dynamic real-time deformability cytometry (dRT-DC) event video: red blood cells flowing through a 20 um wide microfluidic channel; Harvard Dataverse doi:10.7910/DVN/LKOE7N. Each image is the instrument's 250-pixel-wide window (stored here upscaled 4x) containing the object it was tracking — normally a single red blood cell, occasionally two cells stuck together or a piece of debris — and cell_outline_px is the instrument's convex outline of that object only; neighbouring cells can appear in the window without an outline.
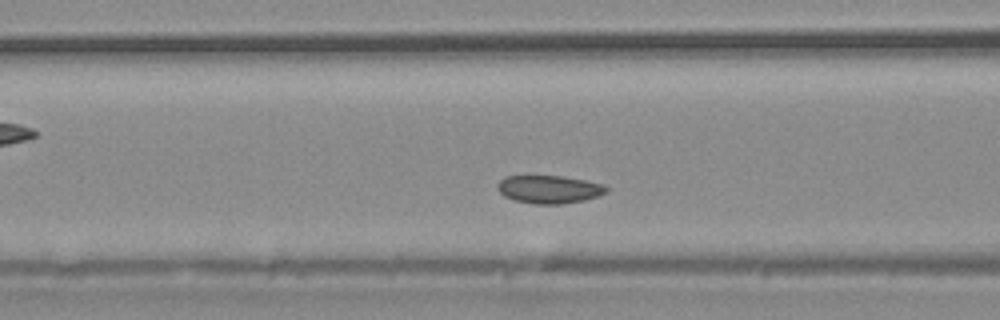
{"species": "common noctule bat (a hibernating species)", "species_latin": "Nyctalus noctula", "temperature_condition": "warm", "stored_images_in_passage": 35, "camera_frame_rate_fps": 3000, "um_per_image_px": 0.085, "animal": {"sex": "male", "body_mass_g": 20.4}, "frame": {"image": 1, "passage_image": 11, "time_ms": 3.333, "image_size_px": [1000, 320], "cell_outline_px": [[608, 192], [584, 200], [560, 204], [532, 204], [512, 200], [504, 196], [496, 188], [496, 184], [504, 176], [560, 176], [584, 180], [604, 184], [608, 188]], "centroid_in_image_um": [46.64, 16.09], "position_along_channel_um": 120.0, "area_um2": 17.86}}